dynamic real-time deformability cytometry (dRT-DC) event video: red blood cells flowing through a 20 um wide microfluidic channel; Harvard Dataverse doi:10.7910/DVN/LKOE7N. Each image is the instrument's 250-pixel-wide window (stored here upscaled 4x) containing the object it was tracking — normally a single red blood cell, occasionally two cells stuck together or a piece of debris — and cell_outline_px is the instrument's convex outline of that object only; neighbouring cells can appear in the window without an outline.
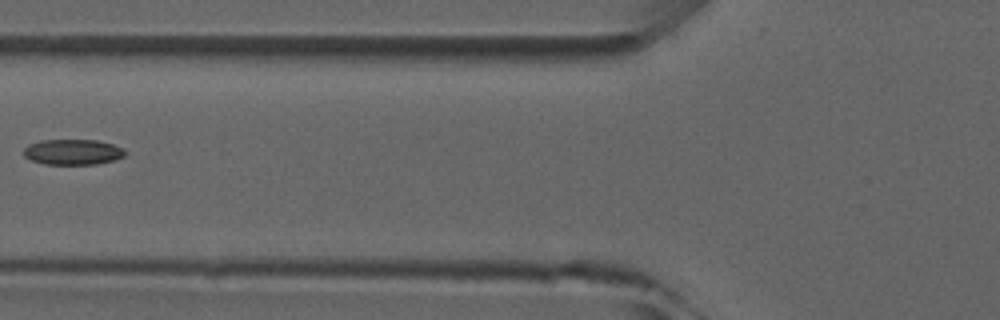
{"species": "common noctule bat (a hibernating species)", "species_latin": "Nyctalus noctula", "temperature_condition": "room temperature", "stored_images_in_passage": 7, "camera_frame_rate_fps": 3000, "um_per_image_px": 0.085, "animal": {"sex": "male", "forearm_length_mm": 52.5}, "frame": {"image": 1, "passage_image": 6, "time_ms": 5.667, "image_size_px": [1000, 320], "cell_outline_px": [[128, 152], [124, 156], [112, 160], [96, 164], [44, 164], [32, 160], [24, 156], [24, 148], [28, 144], [40, 140], [96, 140], [112, 144], [124, 148]], "centroid_in_image_um": [6.19, 12.91], "position_along_channel_um": 119.6, "area_um2": 15.09}}
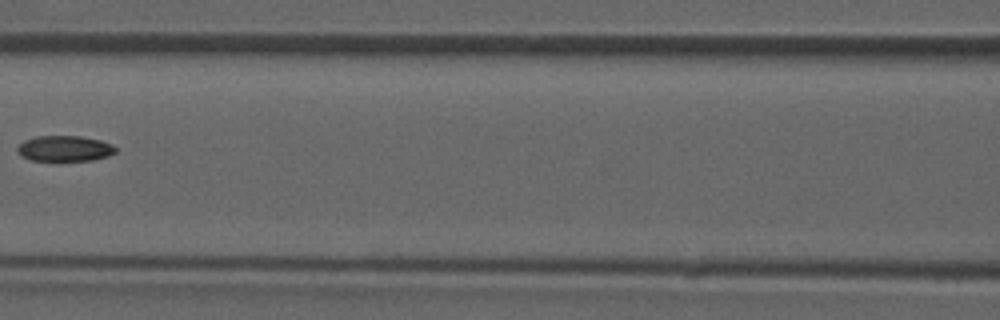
{"frame": {"image": 2, "passage_image": 7, "time_ms": 6.667, "image_size_px": [1000, 320], "cell_outline_px": [[116, 152], [108, 156], [92, 160], [32, 160], [20, 156], [16, 152], [16, 148], [24, 140], [36, 136], [80, 136], [100, 140], [112, 144], [116, 148]], "centroid_in_image_um": [5.47, 12.62], "position_along_channel_um": 161.1, "area_um2": 14.68}}